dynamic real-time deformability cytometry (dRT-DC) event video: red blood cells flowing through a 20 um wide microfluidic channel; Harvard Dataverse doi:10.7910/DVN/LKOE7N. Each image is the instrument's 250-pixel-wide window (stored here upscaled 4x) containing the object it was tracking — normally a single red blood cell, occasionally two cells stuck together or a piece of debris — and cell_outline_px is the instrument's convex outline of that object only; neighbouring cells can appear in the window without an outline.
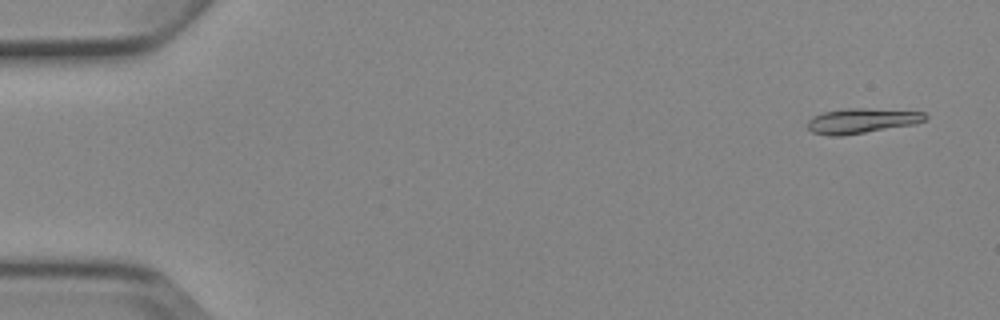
{"species": "Egyptian fruit bat (a non-hibernating species)", "species_latin": "Rousettus aegyptiacus", "temperature_condition": "cold", "stored_images_in_passage": 6, "camera_frame_rate_fps": 3000, "um_per_image_px": 0.085, "animal": {"sex": "female"}, "frame": {"image": 1, "passage_image": 1, "time_ms": 0.0, "image_size_px": [1000, 320], "cell_outline_px": [[928, 116], [924, 120], [916, 124], [840, 136], [828, 136], [812, 132], [808, 128], [808, 120], [812, 116], [824, 112], [848, 108], [864, 108], [924, 112]], "centroid_in_image_um": [73.23, 10.27], "position_along_channel_um": 11.8, "area_um2": 17.05}}
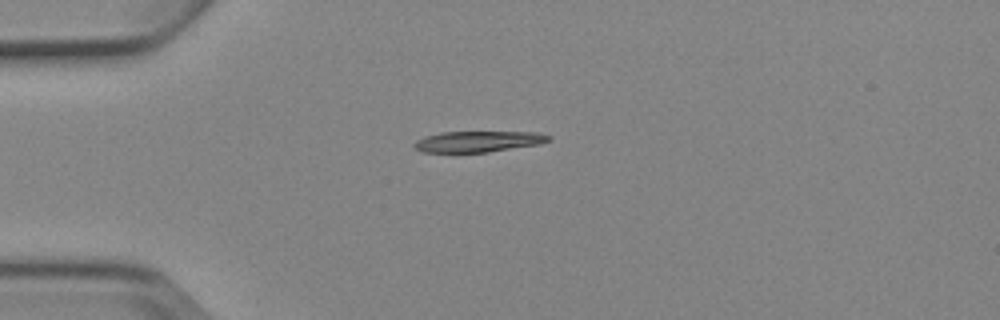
{"frame": {"image": 2, "passage_image": 4, "time_ms": 3.667, "image_size_px": [1000, 320], "cell_outline_px": [[552, 140], [540, 144], [488, 152], [424, 152], [416, 148], [412, 144], [416, 140], [424, 136], [440, 132], [536, 132], [552, 136]], "centroid_in_image_um": [40.66, 12.02], "position_along_channel_um": 44.3, "area_um2": 16.47}}
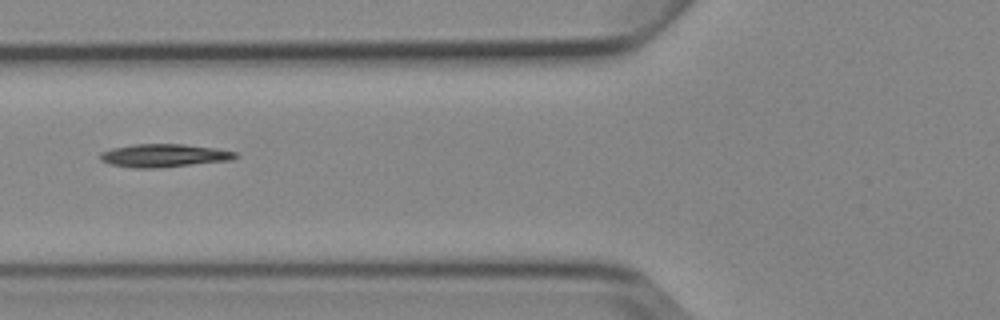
{"frame": {"image": 3, "passage_image": 6, "time_ms": 6.0, "image_size_px": [1000, 320], "cell_outline_px": [[240, 156], [232, 160], [160, 168], [132, 168], [108, 164], [100, 160], [100, 152], [112, 148], [132, 144], [184, 144], [216, 148], [236, 152]], "centroid_in_image_um": [13.93, 13.22], "position_along_channel_um": 111.9, "area_um2": 18.5}}